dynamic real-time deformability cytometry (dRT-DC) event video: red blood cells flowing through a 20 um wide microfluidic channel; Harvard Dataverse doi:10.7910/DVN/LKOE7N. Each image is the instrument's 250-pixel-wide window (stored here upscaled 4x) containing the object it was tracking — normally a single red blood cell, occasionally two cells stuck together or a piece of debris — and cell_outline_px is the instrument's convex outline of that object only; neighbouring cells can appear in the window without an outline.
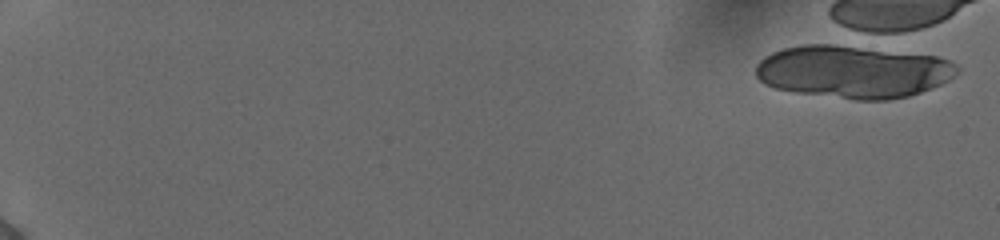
{"species": "human", "species_latin": "Homo sapiens", "temperature_condition": "cold", "stored_images_in_passage": 1, "camera_frame_rate_fps": 3000, "um_per_image_px": 0.085, "donor": {"sex": "female"}, "frame": {"image": 1, "passage_image": 1, "time_ms": 0.0, "image_size_px": [1000, 240], "cell_outline_px": [[960, 68], [948, 80], [932, 88], [908, 96], [888, 100], [856, 100], [796, 92], [776, 88], [764, 84], [756, 76], [756, 64], [764, 56], [772, 52], [784, 48], [804, 44], [848, 44], [936, 56], [948, 60], [956, 64]], "centroid_in_image_um": [72.5, 6.07], "position_along_channel_um": 12.5, "area_um2": 62.19}}